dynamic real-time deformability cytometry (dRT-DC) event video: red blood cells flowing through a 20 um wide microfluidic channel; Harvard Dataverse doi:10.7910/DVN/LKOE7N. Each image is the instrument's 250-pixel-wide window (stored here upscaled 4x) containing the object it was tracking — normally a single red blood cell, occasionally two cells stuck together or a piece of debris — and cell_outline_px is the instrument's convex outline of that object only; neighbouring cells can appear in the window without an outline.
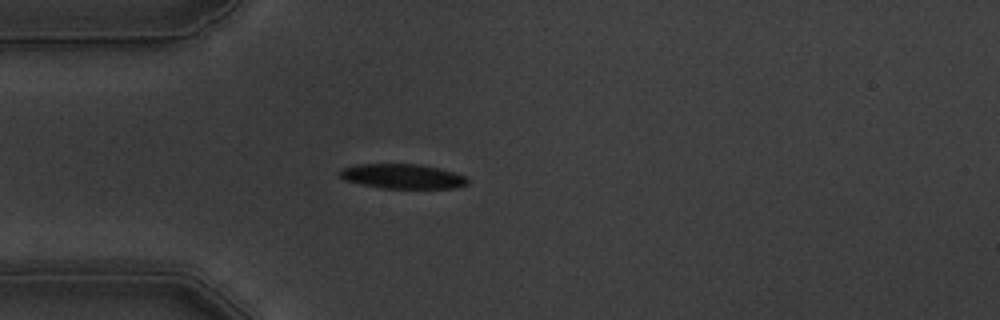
{"species": "common noctule bat (a hibernating species)", "species_latin": "Nyctalus noctula", "temperature_condition": "warm", "stored_images_in_passage": 51, "camera_frame_rate_fps": 3000, "um_per_image_px": 0.085, "animal": {"sex": "male", "body_mass_g": 19.5, "forearm_length_mm": 54.6}, "frame": {"image": 1, "passage_image": 15, "time_ms": 4.667, "image_size_px": [1000, 320], "cell_outline_px": [[468, 184], [456, 188], [384, 188], [344, 180], [336, 172], [340, 168], [356, 164], [420, 164], [440, 168], [456, 172], [464, 176], [468, 180]], "centroid_in_image_um": [34.2, 14.97], "position_along_channel_um": 50.8, "area_um2": 18.5}}
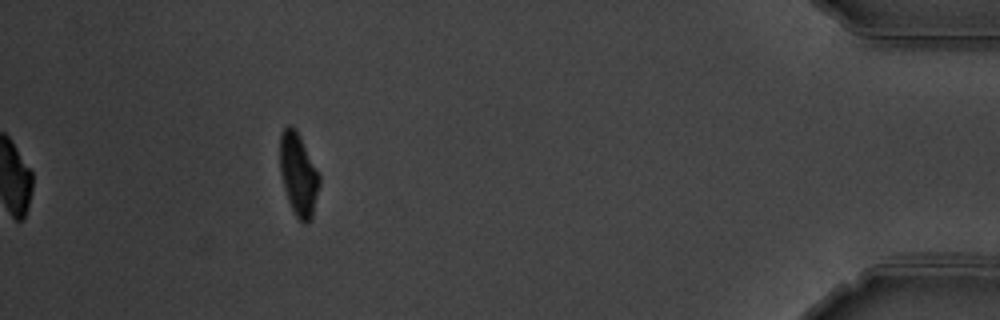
{"frame": {"image": 2, "passage_image": 51, "time_ms": 16.667, "image_size_px": [1000, 320], "cell_outline_px": [[320, 184], [312, 220], [308, 224], [304, 224], [296, 216], [288, 200], [284, 188], [280, 172], [280, 132], [288, 124], [292, 124], [300, 136], [320, 172]], "centroid_in_image_um": [25.39, 14.82], "position_along_channel_um": 409.8, "area_um2": 19.36}, "authors_computed_cell_mechanics": {"area_um2": 19.1896, "velocity_mm_per_s": 3.556, "shape_relaxation_time_tau1_ms": 2.6283, "shape_relaxation_time_tau2_ms": 1.5654, "deformation_change_tau1": 0.1496, "deformation_change_tau2": 0.0511}}